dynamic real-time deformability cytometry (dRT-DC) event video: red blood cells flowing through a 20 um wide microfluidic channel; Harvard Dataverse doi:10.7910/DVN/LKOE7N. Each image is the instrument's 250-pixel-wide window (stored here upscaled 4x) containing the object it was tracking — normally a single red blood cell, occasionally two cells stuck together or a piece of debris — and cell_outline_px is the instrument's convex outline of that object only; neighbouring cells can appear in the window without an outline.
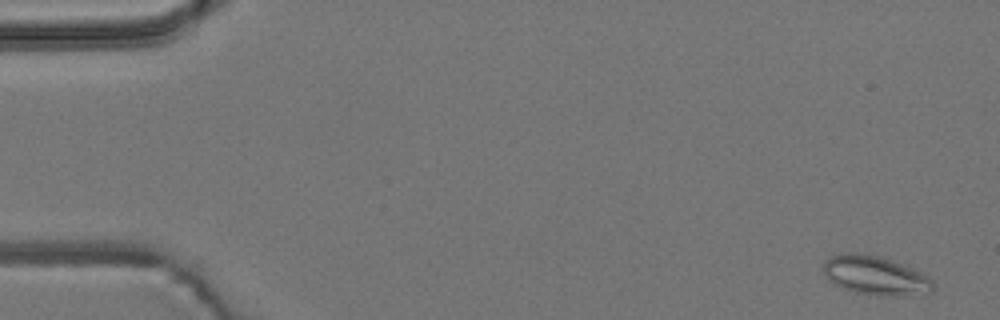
{"species": "common noctule bat (a hibernating species)", "species_latin": "Nyctalus noctula", "temperature_condition": "room temperature", "stored_images_in_passage": 28, "camera_frame_rate_fps": 3000, "um_per_image_px": 0.085, "animal": {"sex": "male", "body_mass_g": 19.2, "forearm_length_mm": 51.8}, "frame": {"image": 1, "passage_image": 3, "time_ms": 0.667, "image_size_px": [1000, 320], "cell_outline_px": [[936, 284], [932, 292], [880, 296], [856, 292], [840, 288], [828, 280], [824, 276], [824, 260], [828, 256], [848, 252], [852, 252], [880, 256], [900, 264], [932, 280]], "centroid_in_image_um": [74.3, 23.41], "position_along_channel_um": 10.7, "area_um2": 24.51}}
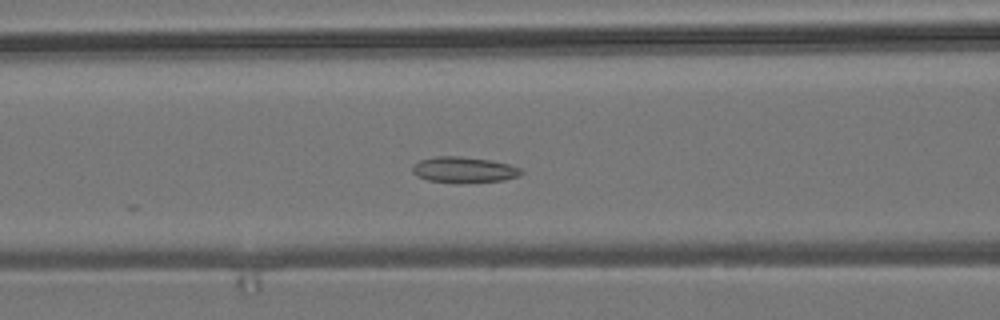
{"frame": {"image": 2, "passage_image": 23, "time_ms": 7.333, "image_size_px": [1000, 320], "cell_outline_px": [[524, 172], [520, 176], [504, 180], [456, 184], [428, 180], [416, 176], [412, 172], [412, 164], [420, 160], [436, 156], [460, 156], [492, 160], [508, 164], [520, 168]], "centroid_in_image_um": [39.42, 14.44], "position_along_channel_um": 127.2, "area_um2": 16.76}}
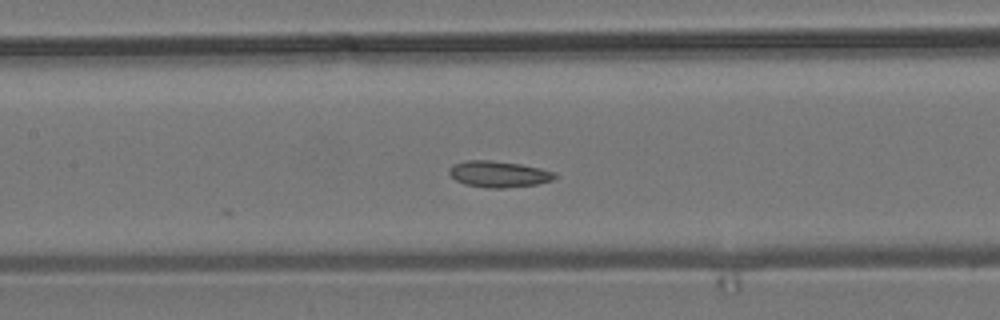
{"frame": {"image": 3, "passage_image": 26, "time_ms": 8.333, "image_size_px": [1000, 320], "cell_outline_px": [[556, 176], [552, 180], [536, 184], [504, 188], [488, 188], [464, 184], [456, 180], [448, 172], [452, 164], [464, 160], [492, 160], [520, 164], [540, 168], [556, 172]], "centroid_in_image_um": [42.37, 14.79], "position_along_channel_um": 165.0, "area_um2": 16.18}}